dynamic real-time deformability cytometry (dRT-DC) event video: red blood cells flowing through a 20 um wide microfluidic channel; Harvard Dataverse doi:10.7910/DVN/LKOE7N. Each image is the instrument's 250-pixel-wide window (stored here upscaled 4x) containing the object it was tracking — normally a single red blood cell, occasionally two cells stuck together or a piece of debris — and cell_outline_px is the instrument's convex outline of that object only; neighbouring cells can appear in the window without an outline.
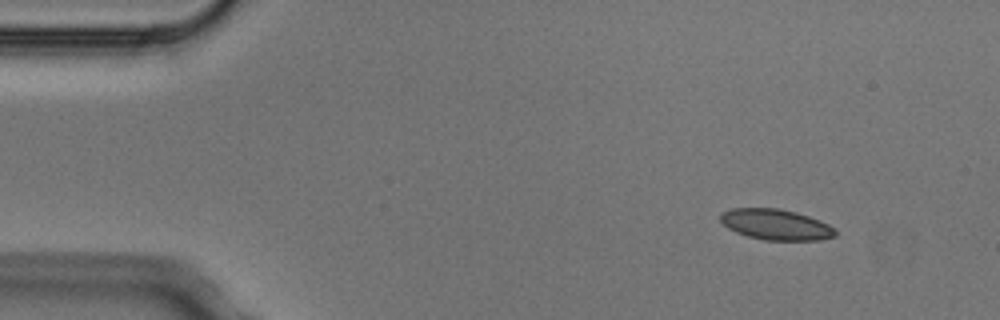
{"species": "Egyptian fruit bat (a non-hibernating species)", "species_latin": "Rousettus aegyptiacus", "temperature_condition": "cold", "stored_images_in_passage": 5, "camera_frame_rate_fps": 3000, "um_per_image_px": 0.085, "animal": {"sex": "male"}, "frame": {"image": 1, "passage_image": 1, "time_ms": 0.0, "image_size_px": [1000, 320], "cell_outline_px": [[836, 236], [820, 240], [764, 240], [748, 236], [736, 232], [728, 228], [720, 220], [720, 216], [724, 212], [732, 208], [780, 208], [796, 212], [820, 220], [836, 228]], "centroid_in_image_um": [65.98, 19.09], "position_along_channel_um": 19.0, "area_um2": 20.58}}
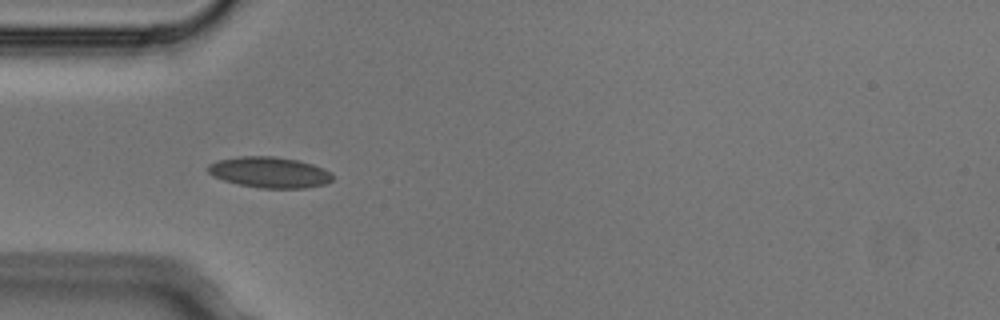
{"frame": {"image": 2, "passage_image": 4, "time_ms": 1.0, "image_size_px": [1000, 320], "cell_outline_px": [[332, 180], [324, 184], [308, 188], [260, 188], [240, 184], [224, 180], [212, 176], [208, 172], [208, 164], [216, 160], [240, 156], [272, 156], [296, 160], [312, 164], [332, 172]], "centroid_in_image_um": [22.9, 14.64], "position_along_channel_um": 62.1, "area_um2": 22.37}}
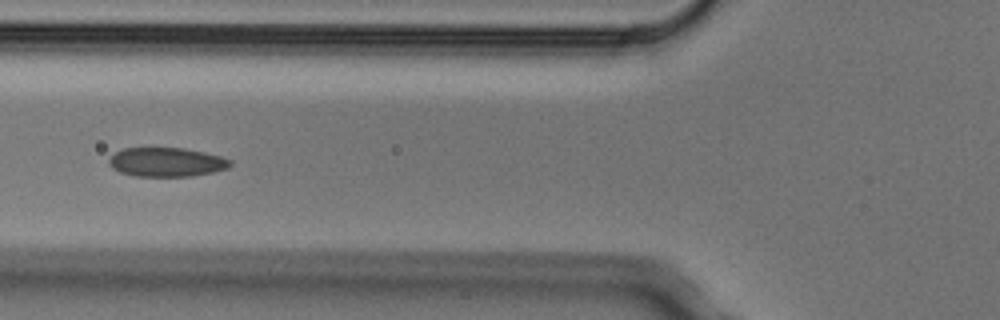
{"frame": {"image": 3, "passage_image": 5, "time_ms": 1.333, "image_size_px": [1000, 320], "cell_outline_px": [[232, 164], [228, 168], [212, 172], [192, 176], [136, 176], [120, 172], [112, 168], [108, 164], [108, 160], [116, 152], [124, 148], [184, 148], [204, 152], [220, 156], [232, 160]], "centroid_in_image_um": [14.16, 13.78], "position_along_channel_um": 111.6, "area_um2": 20.52}}